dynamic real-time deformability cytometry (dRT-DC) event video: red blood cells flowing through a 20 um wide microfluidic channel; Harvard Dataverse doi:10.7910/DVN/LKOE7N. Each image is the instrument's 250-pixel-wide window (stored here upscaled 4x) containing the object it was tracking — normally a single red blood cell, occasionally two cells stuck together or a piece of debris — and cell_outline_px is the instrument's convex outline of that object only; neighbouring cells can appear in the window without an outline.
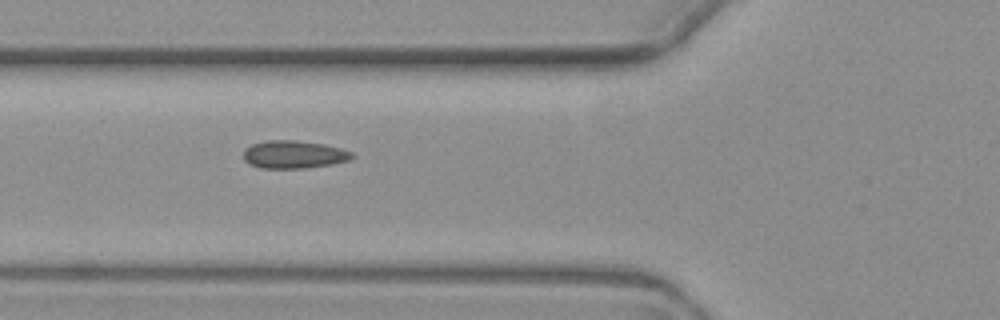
{"species": "common noctule bat (a hibernating species)", "species_latin": "Nyctalus noctula", "temperature_condition": "warm", "stored_images_in_passage": 9, "camera_frame_rate_fps": 3000, "um_per_image_px": 0.085, "animal": {"sex": "female", "body_mass_g": 19.3, "forearm_length_mm": 54.1}, "frame": {"image": 1, "passage_image": 6, "time_ms": 6.667, "image_size_px": [1000, 320], "cell_outline_px": [[352, 156], [348, 160], [332, 164], [304, 168], [260, 168], [248, 164], [244, 160], [244, 148], [252, 144], [268, 140], [296, 140], [324, 144], [340, 148], [352, 152]], "centroid_in_image_um": [24.92, 13.13], "position_along_channel_um": 100.9, "area_um2": 17.57}}
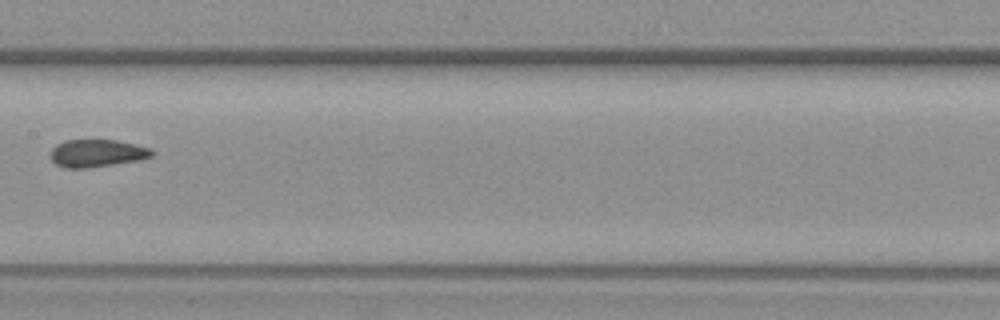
{"frame": {"image": 2, "passage_image": 8, "time_ms": 9.333, "image_size_px": [1000, 320], "cell_outline_px": [[152, 156], [136, 160], [88, 168], [64, 168], [56, 164], [52, 160], [52, 148], [56, 144], [64, 140], [116, 140], [152, 148]], "centroid_in_image_um": [8.21, 13.01], "position_along_channel_um": 199.2, "area_um2": 16.07}}
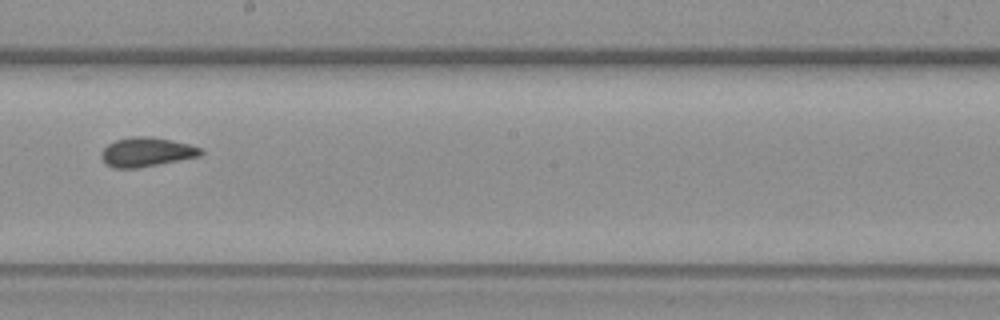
{"frame": {"image": 3, "passage_image": 9, "time_ms": 10.333, "image_size_px": [1000, 320], "cell_outline_px": [[204, 152], [200, 156], [136, 168], [116, 168], [104, 164], [100, 156], [100, 152], [108, 144], [116, 140], [132, 136], [152, 136], [188, 144], [200, 148]], "centroid_in_image_um": [12.4, 12.92], "position_along_channel_um": 235.8, "area_um2": 16.88}}